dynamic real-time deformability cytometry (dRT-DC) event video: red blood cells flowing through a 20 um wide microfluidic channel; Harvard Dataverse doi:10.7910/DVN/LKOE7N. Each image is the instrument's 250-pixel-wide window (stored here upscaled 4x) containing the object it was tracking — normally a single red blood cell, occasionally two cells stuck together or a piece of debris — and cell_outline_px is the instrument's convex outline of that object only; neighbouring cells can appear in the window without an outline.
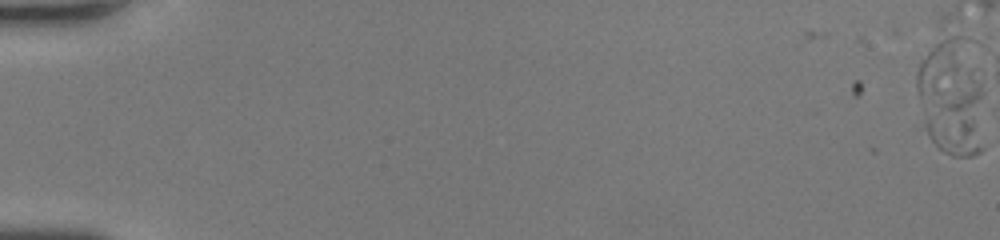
{"species": "human", "species_latin": "Homo sapiens", "temperature_condition": "room temperature", "stored_images_in_passage": 1, "camera_frame_rate_fps": 3000, "um_per_image_px": 0.085, "donor": {"sex": "female"}, "frame": {"image": 1, "passage_image": 1, "time_ms": 0.0, "image_size_px": [1000, 240], "cell_outline_px": [[984, 148], [980, 152], [972, 156], [952, 156], [944, 152], [932, 140], [924, 128], [916, 84], [916, 72], [940, 16], [948, 12], [964, 36], [980, 84]], "centroid_in_image_um": [80.79, 7.83], "position_along_channel_um": 4.2, "area_um2": 49.71}}